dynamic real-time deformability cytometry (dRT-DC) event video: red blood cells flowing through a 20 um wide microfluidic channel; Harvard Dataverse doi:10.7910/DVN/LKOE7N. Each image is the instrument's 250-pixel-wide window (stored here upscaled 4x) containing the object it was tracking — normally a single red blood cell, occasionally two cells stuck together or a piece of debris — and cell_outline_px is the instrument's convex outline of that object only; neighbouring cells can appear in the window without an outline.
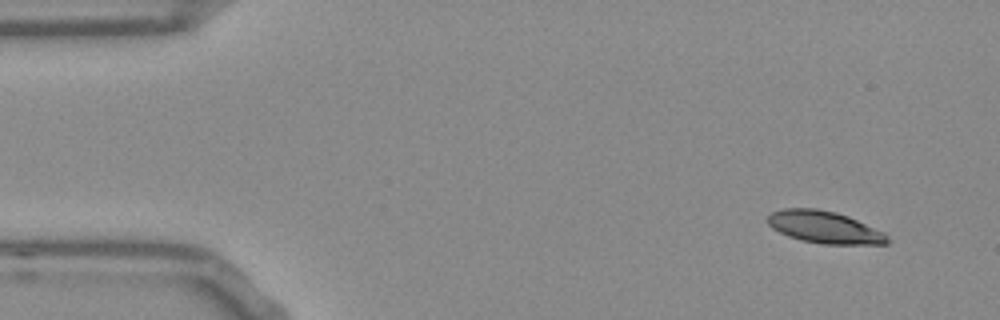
{"species": "Egyptian fruit bat (a non-hibernating species)", "species_latin": "Rousettus aegyptiacus", "temperature_condition": "room temperature", "stored_images_in_passage": 50, "camera_frame_rate_fps": 3000, "um_per_image_px": 0.085, "frame": {"image": 1, "passage_image": 1, "time_ms": 0.0, "image_size_px": [1000, 320], "cell_outline_px": [[888, 244], [824, 244], [800, 240], [788, 236], [772, 228], [768, 224], [768, 216], [772, 212], [784, 208], [816, 208], [836, 212], [848, 216], [884, 232], [888, 236]], "centroid_in_image_um": [70.08, 19.31], "position_along_channel_um": 14.9, "area_um2": 22.37}}
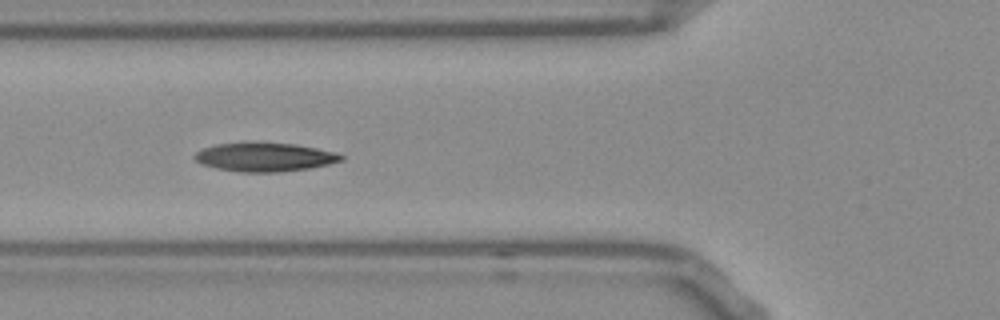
{"frame": {"image": 2, "passage_image": 16, "time_ms": 5.0, "image_size_px": [1000, 320], "cell_outline_px": [[344, 160], [328, 164], [308, 168], [280, 172], [240, 172], [216, 168], [204, 164], [196, 160], [192, 156], [196, 152], [204, 148], [216, 144], [296, 144], [316, 148], [332, 152], [344, 156]], "centroid_in_image_um": [22.5, 13.37], "position_along_channel_um": 103.3, "area_um2": 23.81}}
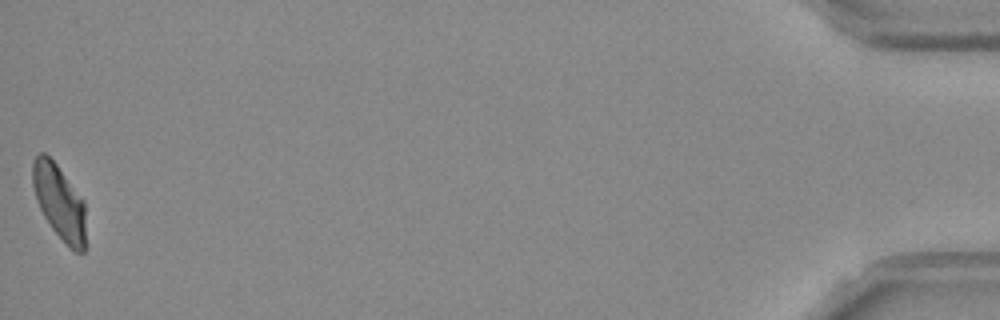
{"frame": {"image": 3, "passage_image": 50, "time_ms": 16.333, "image_size_px": [1000, 320], "cell_outline_px": [[84, 252], [76, 252], [52, 228], [44, 216], [36, 200], [32, 184], [32, 164], [36, 156], [40, 152], [44, 152], [56, 164], [84, 200]], "centroid_in_image_um": [5.01, 17.12], "position_along_channel_um": 430.2, "area_um2": 22.6}, "authors_computed_cell_mechanics": {"area_um2": 23.5824, "velocity_mm_per_s": 3.7883, "shape_relaxation_time_tau1_ms": 5.2499, "shape_relaxation_time_tau2_ms": 1.7854, "deformation_change_tau1": 0.1736, "deformation_change_tau2": 0.0702}}